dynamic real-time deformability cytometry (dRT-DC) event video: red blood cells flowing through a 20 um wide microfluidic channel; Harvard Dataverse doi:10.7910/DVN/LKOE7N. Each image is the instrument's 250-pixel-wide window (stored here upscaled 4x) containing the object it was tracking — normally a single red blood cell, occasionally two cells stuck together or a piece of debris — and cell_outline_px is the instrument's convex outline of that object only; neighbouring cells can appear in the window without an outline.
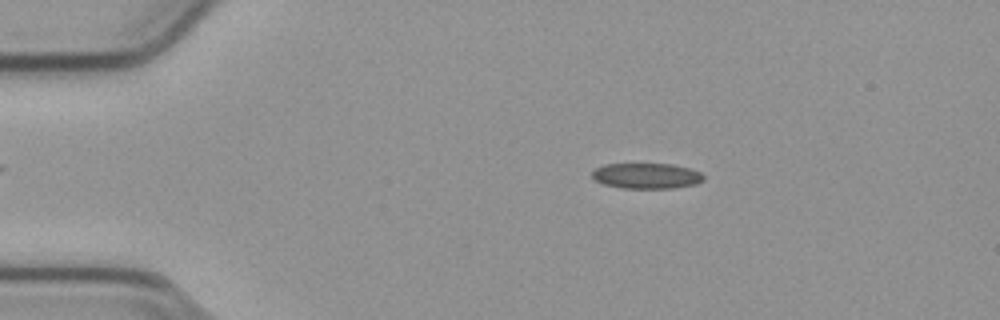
{"species": "common noctule bat (a hibernating species)", "species_latin": "Nyctalus noctula", "temperature_condition": "cold", "stored_images_in_passage": 54, "camera_frame_rate_fps": 3000, "um_per_image_px": 0.085, "animal": {"sex": "male", "body_mass_g": 23.1, "forearm_length_mm": 52.7}, "frame": {"image": 1, "passage_image": 10, "time_ms": 3.0, "image_size_px": [1000, 320], "cell_outline_px": [[704, 180], [696, 184], [672, 188], [624, 188], [604, 184], [596, 180], [592, 176], [592, 172], [596, 168], [604, 164], [672, 164], [692, 168], [700, 172], [704, 176]], "centroid_in_image_um": [54.99, 14.94], "position_along_channel_um": 30.0, "area_um2": 16.59}}
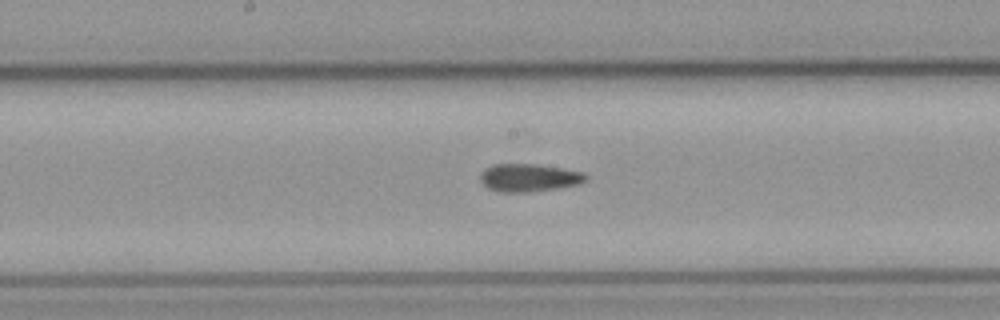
{"frame": {"image": 2, "passage_image": 28, "time_ms": 9.0, "image_size_px": [1000, 320], "cell_outline_px": [[588, 180], [580, 184], [556, 188], [528, 192], [500, 192], [488, 188], [480, 180], [480, 172], [492, 164], [536, 164], [584, 172], [588, 176]], "centroid_in_image_um": [44.97, 15.1], "position_along_channel_um": 203.2, "area_um2": 17.17}}
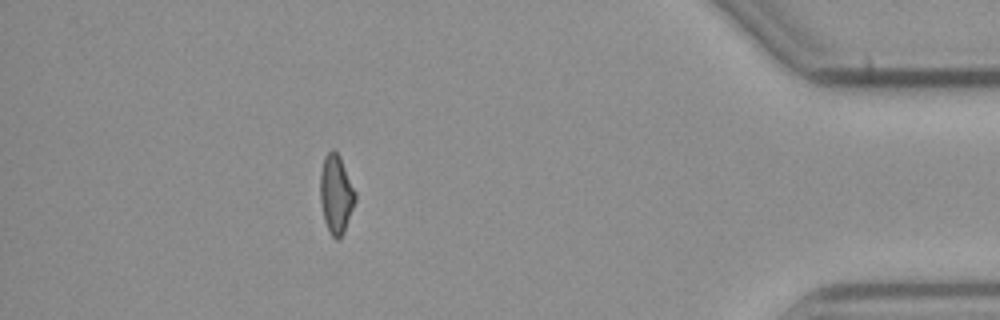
{"frame": {"image": 3, "passage_image": 48, "time_ms": 15.667, "image_size_px": [1000, 320], "cell_outline_px": [[356, 200], [344, 232], [336, 240], [332, 236], [324, 220], [320, 200], [320, 172], [324, 156], [332, 148], [340, 156], [356, 192]], "centroid_in_image_um": [28.56, 16.47], "position_along_channel_um": 406.6, "area_um2": 16.07}, "authors_computed_cell_mechanics": {"area_um2": 16.7042, "velocity_mm_per_s": 3.8118, "shape_relaxation_time_tau1_ms": null, "shape_relaxation_time_tau2_ms": 4.264, "deformation_change_tau1": null, "deformation_change_tau2": 0.1337}}